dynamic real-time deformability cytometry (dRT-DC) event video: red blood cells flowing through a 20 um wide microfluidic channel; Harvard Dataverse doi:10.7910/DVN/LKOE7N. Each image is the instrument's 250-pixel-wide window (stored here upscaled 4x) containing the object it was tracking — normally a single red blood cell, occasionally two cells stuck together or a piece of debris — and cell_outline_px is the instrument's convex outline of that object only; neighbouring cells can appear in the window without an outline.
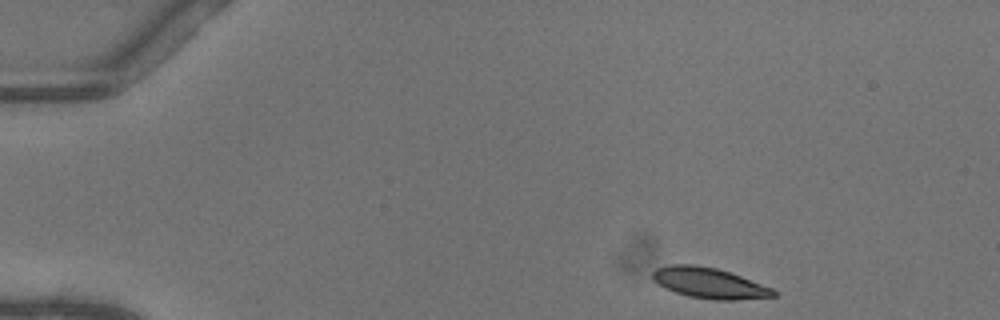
{"species": "common noctule bat (a hibernating species)", "species_latin": "Nyctalus noctula", "temperature_condition": "warm", "stored_images_in_passage": 45, "camera_frame_rate_fps": 3000, "um_per_image_px": 0.085, "animal": {"sex": "female"}, "frame": {"image": 1, "passage_image": 1, "time_ms": 0.0, "image_size_px": [1000, 320], "cell_outline_px": [[776, 296], [736, 300], [712, 300], [688, 296], [664, 288], [652, 280], [652, 272], [656, 268], [672, 264], [692, 264], [716, 268], [740, 276], [772, 288], [776, 292]], "centroid_in_image_um": [60.24, 24.06], "position_along_channel_um": 24.8, "area_um2": 21.5}}
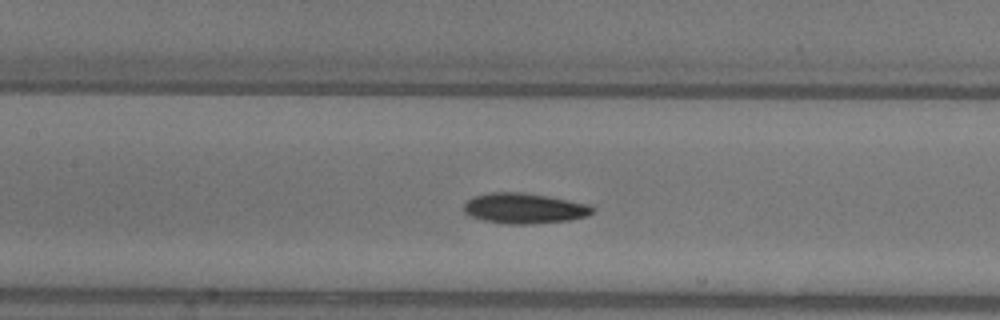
{"frame": {"image": 2, "passage_image": 18, "time_ms": 5.667, "image_size_px": [1000, 320], "cell_outline_px": [[596, 212], [588, 216], [568, 220], [536, 224], [508, 224], [484, 220], [468, 216], [464, 212], [464, 204], [472, 196], [492, 192], [524, 192], [548, 196], [588, 204], [596, 208]], "centroid_in_image_um": [44.58, 17.71], "position_along_channel_um": 162.8, "area_um2": 23.06}}
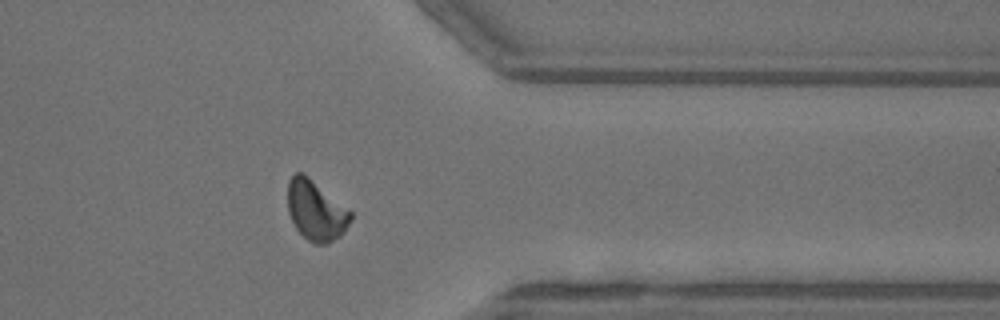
{"frame": {"image": 3, "passage_image": 35, "time_ms": 11.333, "image_size_px": [1000, 320], "cell_outline_px": [[352, 220], [344, 232], [340, 236], [328, 244], [316, 244], [308, 240], [296, 228], [288, 212], [288, 180], [296, 172], [300, 172], [308, 176], [352, 212]], "centroid_in_image_um": [26.86, 17.91], "position_along_channel_um": 384.5, "area_um2": 21.91}, "authors_computed_cell_mechanics": {"area_um2": 21.964, "velocity_mm_per_s": 4.0747, "shape_relaxation_time_tau1_ms": null, "shape_relaxation_time_tau2_ms": 2.9134, "deformation_change_tau1": null, "deformation_change_tau2": 0.0754}}